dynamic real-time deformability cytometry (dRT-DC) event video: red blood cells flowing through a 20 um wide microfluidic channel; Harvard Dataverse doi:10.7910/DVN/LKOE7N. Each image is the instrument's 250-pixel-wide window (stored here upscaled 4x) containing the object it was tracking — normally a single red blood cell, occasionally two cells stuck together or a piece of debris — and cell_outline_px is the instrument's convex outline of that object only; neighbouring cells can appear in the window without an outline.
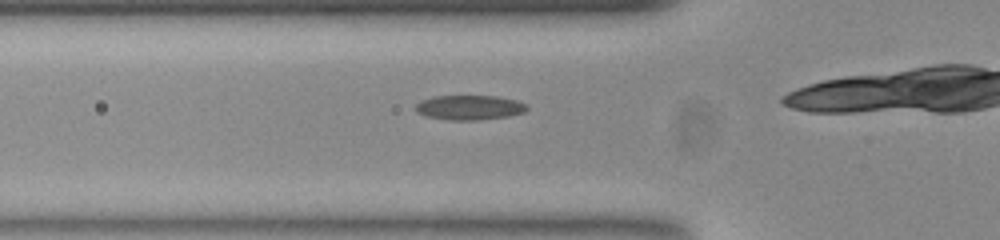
{"species": "common noctule bat (a hibernating species)", "species_latin": "Nyctalus noctula", "temperature_condition": "room temperature", "stored_images_in_passage": 11, "camera_frame_rate_fps": 3000, "um_per_image_px": 0.085, "animal": {"sex": "female", "body_mass_g": 23.0, "forearm_length_mm": 53.4}, "frame": {"image": 1, "passage_image": 7, "time_ms": 2.0, "image_size_px": [1000, 240], "cell_outline_px": [[528, 108], [524, 112], [508, 116], [476, 120], [452, 120], [428, 116], [416, 112], [412, 108], [420, 100], [432, 96], [496, 96], [516, 100], [528, 104]], "centroid_in_image_um": [39.88, 9.13], "position_along_channel_um": 85.9, "area_um2": 16.07}}
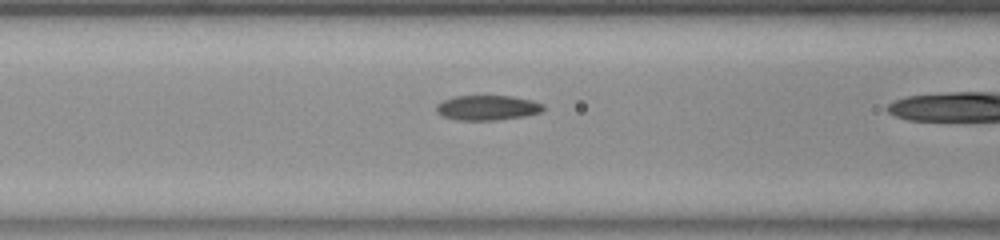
{"frame": {"image": 2, "passage_image": 10, "time_ms": 3.0, "image_size_px": [1000, 240], "cell_outline_px": [[544, 108], [540, 112], [524, 116], [496, 120], [456, 120], [444, 116], [436, 112], [436, 104], [452, 96], [512, 96], [532, 100], [544, 104]], "centroid_in_image_um": [41.41, 9.15], "position_along_channel_um": 125.2, "area_um2": 15.55}}